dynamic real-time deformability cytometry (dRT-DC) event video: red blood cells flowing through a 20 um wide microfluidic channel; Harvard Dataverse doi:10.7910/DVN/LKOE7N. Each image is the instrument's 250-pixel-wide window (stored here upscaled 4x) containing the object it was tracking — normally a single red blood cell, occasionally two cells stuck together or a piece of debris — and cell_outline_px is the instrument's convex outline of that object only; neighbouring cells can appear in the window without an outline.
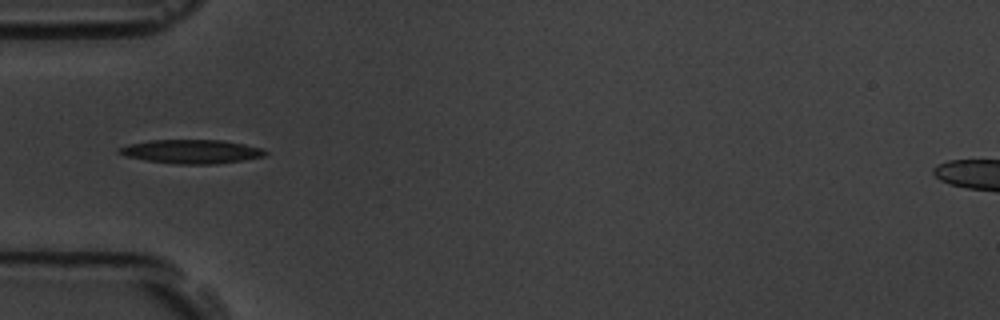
{"species": "common noctule bat (a hibernating species)", "species_latin": "Nyctalus noctula", "temperature_condition": "room temperature", "stored_images_in_passage": 5, "camera_frame_rate_fps": 3000, "um_per_image_px": 0.085, "animal": {"sex": "male", "body_mass_g": 19.5, "forearm_length_mm": 54.6}, "frame": {"image": 1, "passage_image": 5, "time_ms": 1.333, "image_size_px": [1000, 320], "cell_outline_px": [[268, 152], [264, 156], [244, 160], [216, 164], [176, 164], [144, 160], [124, 156], [116, 152], [116, 148], [128, 144], [152, 140], [224, 140], [264, 148]], "centroid_in_image_um": [16.25, 12.88], "position_along_channel_um": 68.7, "area_um2": 20.58}}